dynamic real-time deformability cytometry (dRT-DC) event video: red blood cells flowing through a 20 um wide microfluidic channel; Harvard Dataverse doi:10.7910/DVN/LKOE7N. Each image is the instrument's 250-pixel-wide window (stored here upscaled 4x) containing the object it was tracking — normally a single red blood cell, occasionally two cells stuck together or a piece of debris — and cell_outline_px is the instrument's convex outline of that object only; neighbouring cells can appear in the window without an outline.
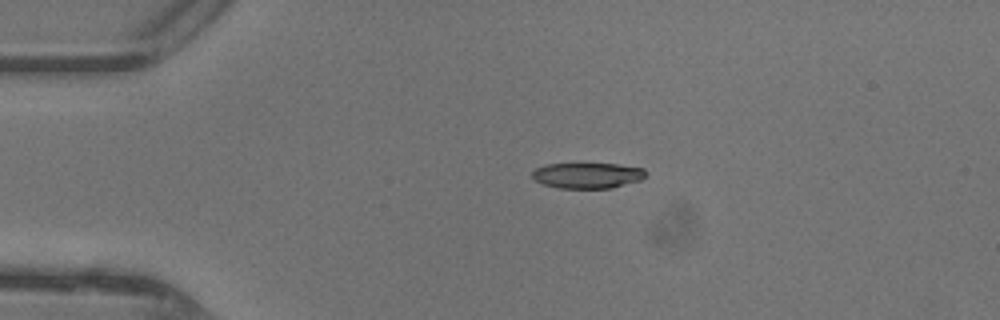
{"species": "common noctule bat (a hibernating species)", "species_latin": "Nyctalus noctula", "temperature_condition": "warm", "stored_images_in_passage": 38, "camera_frame_rate_fps": 3000, "um_per_image_px": 0.085, "animal": {"sex": "female"}, "frame": {"image": 1, "passage_image": 1, "time_ms": 0.0, "image_size_px": [1000, 320], "cell_outline_px": [[648, 172], [640, 180], [612, 188], [560, 188], [544, 184], [536, 180], [532, 176], [532, 172], [536, 168], [544, 164], [616, 164], [644, 168]], "centroid_in_image_um": [49.95, 14.91], "position_along_channel_um": 35.0, "area_um2": 16.88}}
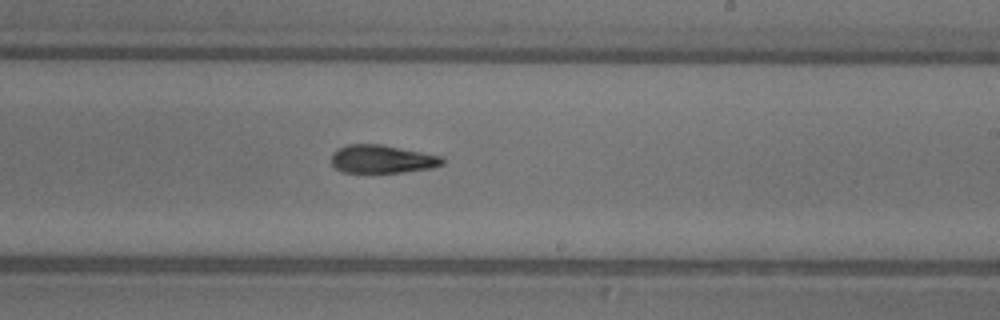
{"frame": {"image": 2, "passage_image": 19, "time_ms": 6.0, "image_size_px": [1000, 320], "cell_outline_px": [[444, 164], [432, 168], [404, 172], [344, 172], [336, 168], [332, 164], [332, 152], [348, 144], [380, 144], [444, 156]], "centroid_in_image_um": [32.52, 13.52], "position_along_channel_um": 256.5, "area_um2": 18.21}}
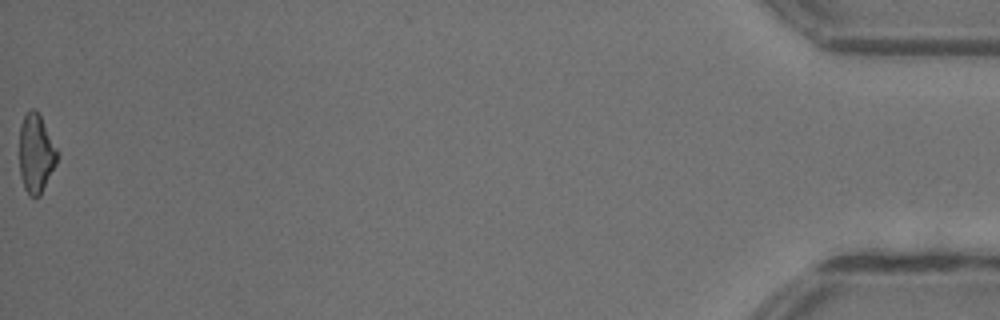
{"frame": {"image": 3, "passage_image": 38, "time_ms": 12.333, "image_size_px": [1000, 320], "cell_outline_px": [[60, 152], [56, 164], [40, 196], [28, 196], [24, 188], [20, 176], [20, 124], [24, 116], [32, 108], [36, 108]], "centroid_in_image_um": [3.08, 13.05], "position_along_channel_um": 432.1, "area_um2": 17.57}, "authors_computed_cell_mechanics": {"area_um2": 18.6694, "velocity_mm_per_s": 4.4182, "shape_relaxation_time_tau1_ms": 7.9656, "shape_relaxation_time_tau2_ms": 3.3397, "deformation_change_tau1": 0.2351, "deformation_change_tau2": 0.133}}